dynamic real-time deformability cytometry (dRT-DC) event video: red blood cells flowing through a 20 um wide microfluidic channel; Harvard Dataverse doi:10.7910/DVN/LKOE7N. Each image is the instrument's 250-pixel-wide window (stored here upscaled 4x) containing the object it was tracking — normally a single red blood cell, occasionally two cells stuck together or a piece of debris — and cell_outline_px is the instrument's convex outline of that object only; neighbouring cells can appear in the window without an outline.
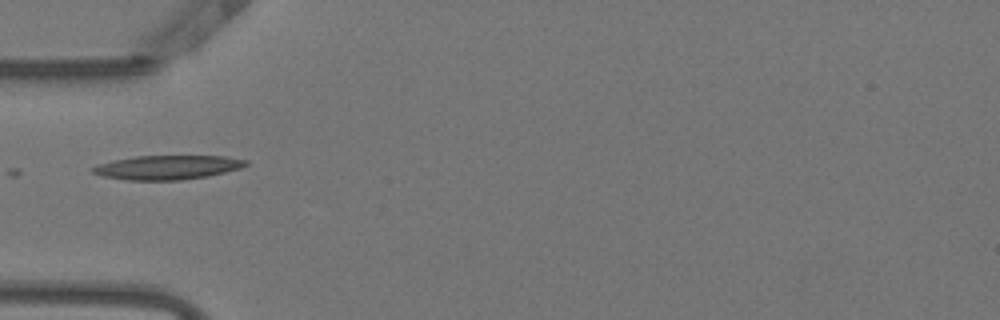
{"species": "Egyptian fruit bat (a non-hibernating species)", "species_latin": "Rousettus aegyptiacus", "temperature_condition": "warm", "stored_images_in_passage": 3, "camera_frame_rate_fps": 3000, "um_per_image_px": 0.085, "animal": {"sex": "female"}, "frame": {"image": 1, "passage_image": 1, "time_ms": 0.0, "image_size_px": [1000, 320], "cell_outline_px": [[248, 164], [240, 168], [208, 176], [180, 180], [128, 180], [104, 176], [92, 172], [92, 168], [96, 164], [136, 156], [224, 156], [248, 160]], "centroid_in_image_um": [14.25, 14.22], "position_along_channel_um": 70.8, "area_um2": 21.33}}